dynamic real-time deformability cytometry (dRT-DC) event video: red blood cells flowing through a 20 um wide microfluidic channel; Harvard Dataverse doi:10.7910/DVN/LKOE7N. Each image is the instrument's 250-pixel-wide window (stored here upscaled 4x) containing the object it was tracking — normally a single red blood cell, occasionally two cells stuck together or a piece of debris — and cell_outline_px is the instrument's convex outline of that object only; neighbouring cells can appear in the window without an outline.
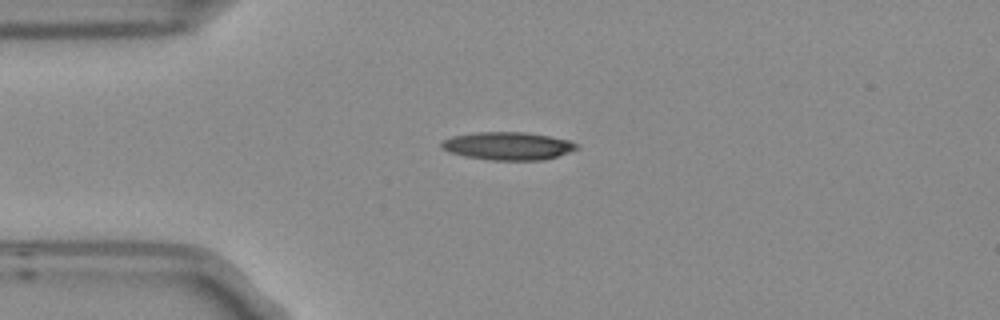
{"species": "Egyptian fruit bat (a non-hibernating species)", "species_latin": "Rousettus aegyptiacus", "temperature_condition": "room temperature", "stored_images_in_passage": 3, "camera_frame_rate_fps": 3000, "um_per_image_px": 0.085, "frame": {"image": 1, "passage_image": 1, "time_ms": 0.0, "image_size_px": [1000, 320], "cell_outline_px": [[580, 148], [544, 160], [492, 160], [464, 156], [448, 152], [440, 148], [440, 140], [452, 136], [476, 132], [528, 132], [568, 140], [580, 144]], "centroid_in_image_um": [43.14, 12.4], "position_along_channel_um": 41.9, "area_um2": 22.2}}
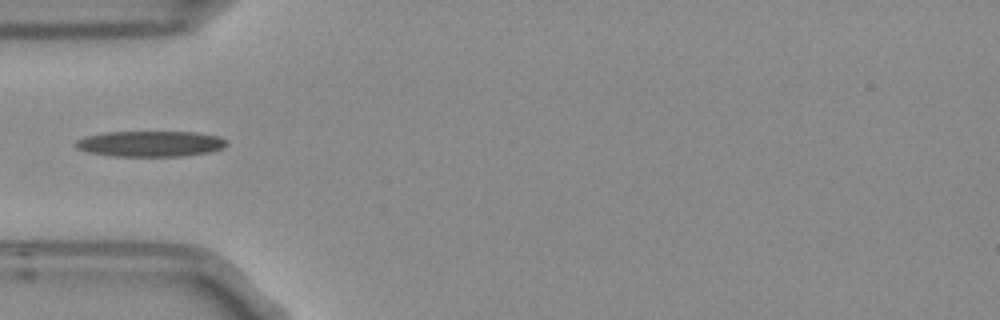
{"frame": {"image": 2, "passage_image": 2, "time_ms": 0.333, "image_size_px": [1000, 320], "cell_outline_px": [[228, 144], [224, 148], [208, 152], [180, 156], [112, 156], [88, 152], [80, 148], [76, 144], [76, 140], [88, 136], [108, 132], [196, 132], [216, 136], [228, 140]], "centroid_in_image_um": [12.84, 12.22], "position_along_channel_um": 72.2, "area_um2": 22.37}}